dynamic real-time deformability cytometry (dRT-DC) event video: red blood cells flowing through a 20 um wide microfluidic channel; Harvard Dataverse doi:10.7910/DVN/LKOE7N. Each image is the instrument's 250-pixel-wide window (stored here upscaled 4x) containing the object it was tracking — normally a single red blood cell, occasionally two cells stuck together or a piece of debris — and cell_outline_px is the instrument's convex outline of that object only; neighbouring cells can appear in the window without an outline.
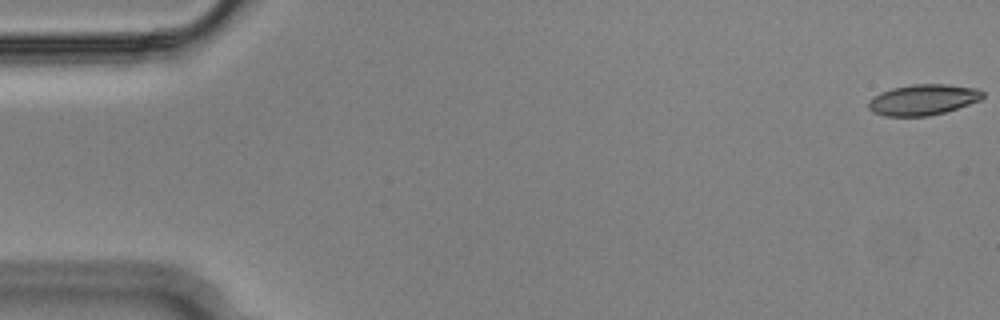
{"species": "Egyptian fruit bat (a non-hibernating species)", "species_latin": "Rousettus aegyptiacus", "temperature_condition": "cold", "stored_images_in_passage": 55, "camera_frame_rate_fps": 3000, "um_per_image_px": 0.085, "animal": {"sex": "male"}, "frame": {"image": 1, "passage_image": 1, "time_ms": 0.0, "image_size_px": [1000, 320], "cell_outline_px": [[984, 96], [980, 100], [944, 112], [928, 116], [884, 116], [872, 112], [868, 108], [868, 100], [880, 92], [892, 88], [912, 84], [948, 84], [976, 88], [984, 92]], "centroid_in_image_um": [78.43, 8.47], "position_along_channel_um": 6.6, "area_um2": 20.52}}
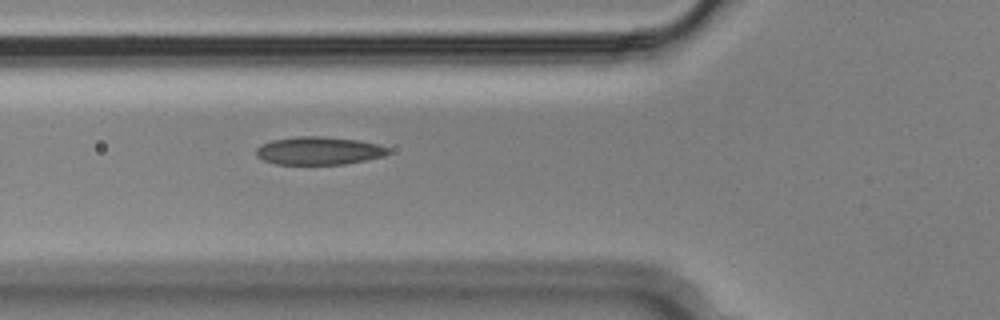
{"frame": {"image": 2, "passage_image": 20, "time_ms": 6.333, "image_size_px": [1000, 320], "cell_outline_px": [[388, 152], [384, 156], [344, 164], [276, 164], [264, 160], [256, 156], [256, 148], [260, 144], [272, 140], [296, 136], [324, 136], [360, 140], [376, 144], [388, 148]], "centroid_in_image_um": [27.06, 12.8], "position_along_channel_um": 98.7, "area_um2": 21.5}}
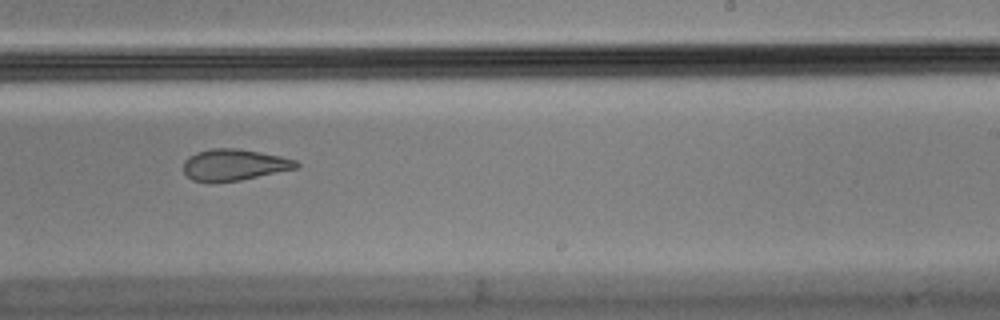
{"frame": {"image": 3, "passage_image": 34, "time_ms": 11.0, "image_size_px": [1000, 320], "cell_outline_px": [[300, 164], [296, 168], [240, 180], [192, 180], [184, 172], [184, 160], [188, 156], [196, 152], [212, 148], [236, 148], [260, 152], [280, 156], [296, 160]], "centroid_in_image_um": [19.9, 13.97], "position_along_channel_um": 269.1, "area_um2": 20.11}, "authors_computed_cell_mechanics": {"area_um2": 21.5016, "velocity_mm_per_s": 3.6428, "shape_relaxation_time_tau1_ms": null, "shape_relaxation_time_tau2_ms": 1.9013, "deformation_change_tau1": null, "deformation_change_tau2": 0.0809}}